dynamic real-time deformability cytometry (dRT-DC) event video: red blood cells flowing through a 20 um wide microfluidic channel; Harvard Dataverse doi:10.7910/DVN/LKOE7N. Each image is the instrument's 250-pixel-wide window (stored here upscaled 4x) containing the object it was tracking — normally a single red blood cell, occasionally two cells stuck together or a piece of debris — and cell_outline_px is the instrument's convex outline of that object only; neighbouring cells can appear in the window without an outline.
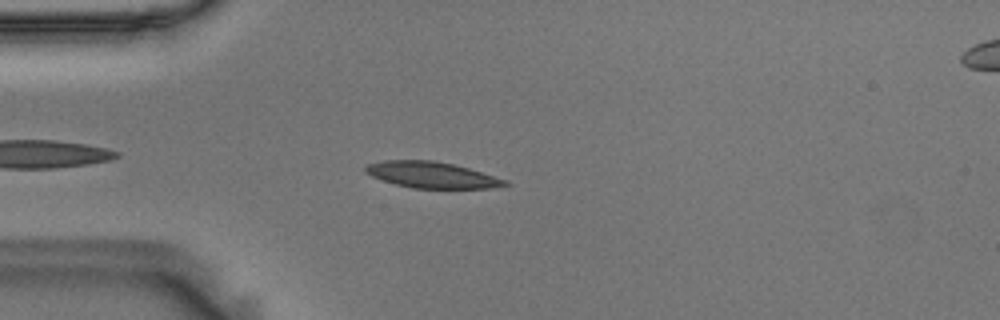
{"species": "Egyptian fruit bat (a non-hibernating species)", "species_latin": "Rousettus aegyptiacus", "temperature_condition": "room temperature", "stored_images_in_passage": 43, "camera_frame_rate_fps": 3000, "um_per_image_px": 0.085, "animal": {"sex": "male"}, "frame": {"image": 1, "passage_image": 3, "time_ms": 0.667, "image_size_px": [1000, 320], "cell_outline_px": [[512, 184], [492, 188], [412, 188], [396, 184], [372, 176], [364, 172], [364, 168], [368, 164], [384, 160], [432, 160], [452, 164], [468, 168], [508, 180]], "centroid_in_image_um": [36.72, 14.87], "position_along_channel_um": 48.3, "area_um2": 21.15}}
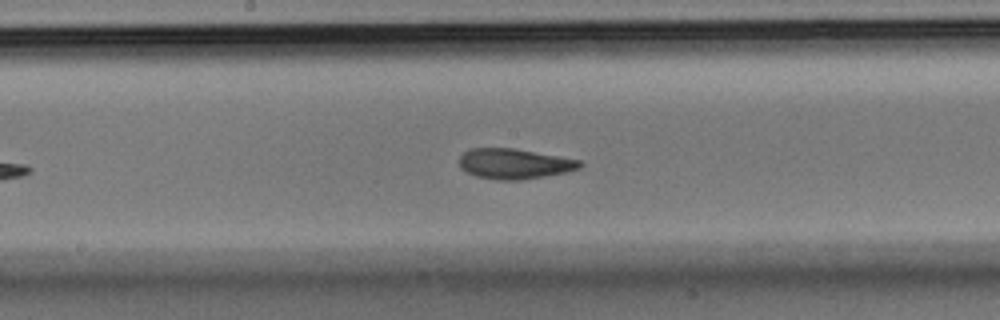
{"frame": {"image": 2, "passage_image": 17, "time_ms": 5.333, "image_size_px": [1000, 320], "cell_outline_px": [[584, 164], [580, 168], [568, 172], [520, 180], [496, 180], [476, 176], [460, 168], [460, 156], [464, 152], [472, 148], [512, 148], [580, 160]], "centroid_in_image_um": [43.73, 13.93], "position_along_channel_um": 204.5, "area_um2": 21.15}}
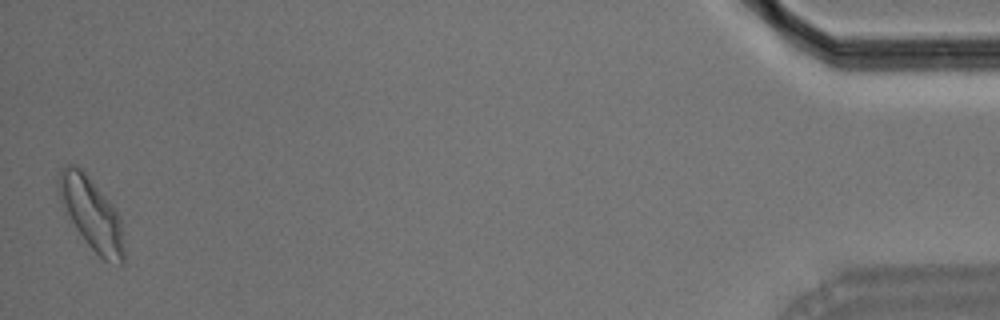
{"frame": {"image": 3, "passage_image": 43, "time_ms": 14.0, "image_size_px": [1000, 320], "cell_outline_px": [[124, 264], [120, 264], [104, 260], [88, 244], [76, 228], [60, 200], [56, 188], [56, 184], [60, 172], [68, 164], [76, 164], [84, 172], [112, 204], [120, 216], [124, 248]], "centroid_in_image_um": [7.78, 18.15], "position_along_channel_um": 427.4, "area_um2": 26.93}, "authors_computed_cell_mechanics": {"area_um2": 21.7328, "velocity_mm_per_s": 3.6169, "shape_relaxation_time_tau1_ms": 4.737, "shape_relaxation_time_tau2_ms": 1.9302, "deformation_change_tau1": 0.1357, "deformation_change_tau2": 0.0757}}